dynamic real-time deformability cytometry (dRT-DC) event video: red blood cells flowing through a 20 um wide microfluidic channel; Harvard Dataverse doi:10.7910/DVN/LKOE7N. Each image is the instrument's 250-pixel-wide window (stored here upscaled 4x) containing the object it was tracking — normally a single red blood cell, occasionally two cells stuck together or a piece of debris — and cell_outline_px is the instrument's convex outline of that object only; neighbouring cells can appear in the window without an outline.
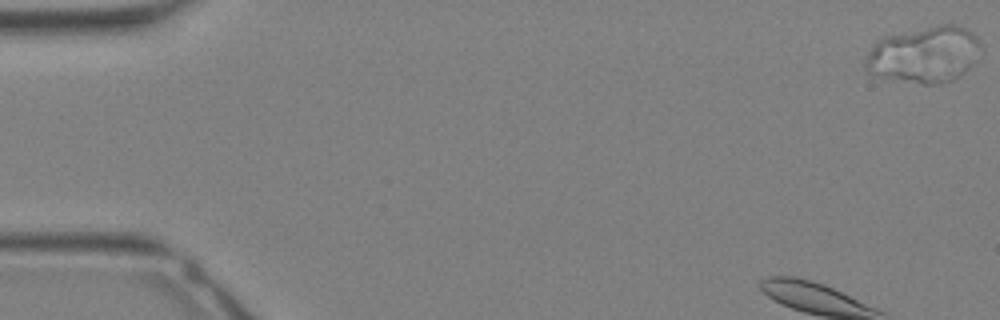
{"species": "Egyptian fruit bat (a non-hibernating species)", "species_latin": "Rousettus aegyptiacus", "temperature_condition": "warm", "stored_images_in_passage": 33, "camera_frame_rate_fps": 3000, "um_per_image_px": 0.085, "animal": {"sex": "female"}, "frame": {"image": 1, "passage_image": 1, "time_ms": 0.0, "image_size_px": [1000, 320], "cell_outline_px": [[980, 48], [964, 72], [960, 76], [952, 80], [936, 84], [924, 84], [868, 72], [864, 68], [864, 60], [868, 52], [884, 36], [940, 24], [952, 24], [964, 28], [972, 32], [976, 36], [980, 44]], "centroid_in_image_um": [78.56, 4.61], "position_along_channel_um": 6.4, "area_um2": 36.88}}
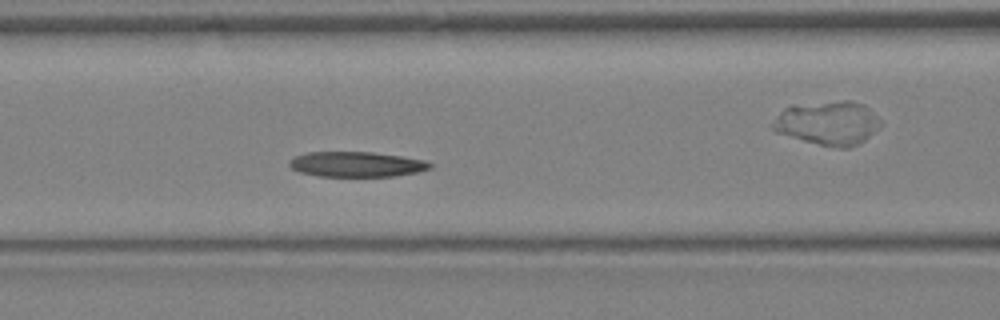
{"frame": {"image": 2, "passage_image": 13, "time_ms": 4.0, "image_size_px": [1000, 320], "cell_outline_px": [[432, 168], [416, 172], [392, 176], [320, 176], [300, 172], [292, 168], [288, 164], [288, 160], [296, 156], [308, 152], [372, 152], [400, 156], [424, 160], [432, 164]], "centroid_in_image_um": [30.28, 13.96], "position_along_channel_um": 136.3, "area_um2": 20.46}}
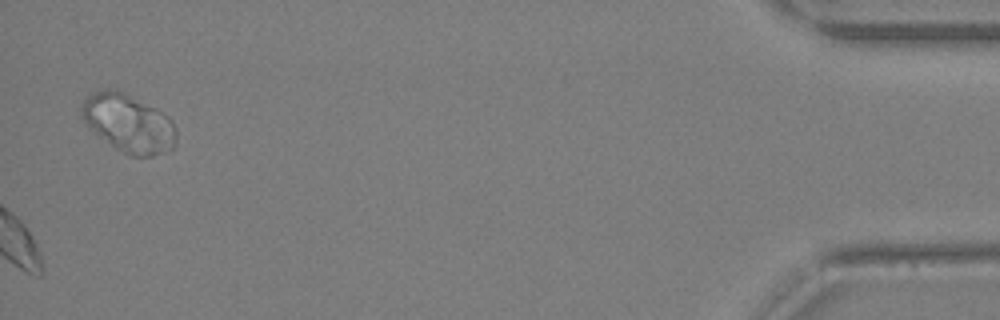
{"frame": {"image": 3, "passage_image": 33, "time_ms": 10.667, "image_size_px": [1000, 320], "cell_outline_px": [[176, 144], [172, 148], [164, 152], [152, 156], [132, 156], [116, 148], [88, 128], [84, 124], [80, 112], [80, 108], [84, 100], [92, 92], [104, 88], [116, 88], [156, 108], [168, 116], [172, 120], [176, 128]], "centroid_in_image_um": [10.9, 10.45], "position_along_channel_um": 424.3, "area_um2": 32.31}}